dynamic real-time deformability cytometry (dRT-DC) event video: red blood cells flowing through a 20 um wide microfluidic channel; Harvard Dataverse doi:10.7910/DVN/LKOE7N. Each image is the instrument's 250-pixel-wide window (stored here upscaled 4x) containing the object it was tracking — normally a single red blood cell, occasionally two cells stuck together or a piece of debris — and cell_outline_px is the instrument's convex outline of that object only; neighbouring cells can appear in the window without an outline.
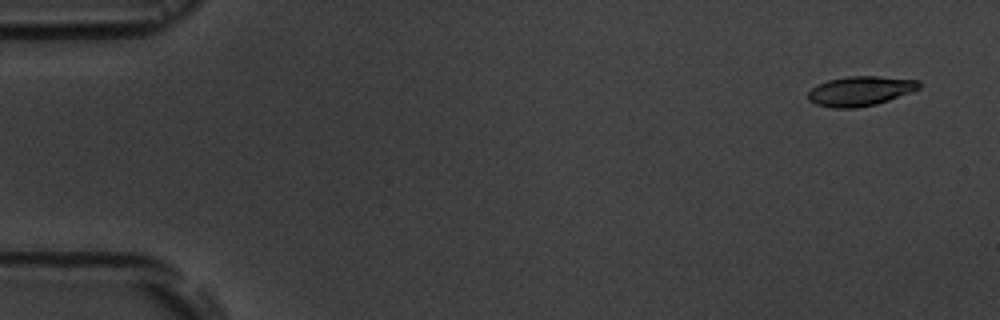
{"species": "common noctule bat (a hibernating species)", "species_latin": "Nyctalus noctula", "temperature_condition": "room temperature", "stored_images_in_passage": 5, "camera_frame_rate_fps": 3000, "um_per_image_px": 0.085, "animal": {"sex": "male", "body_mass_g": 19.5, "forearm_length_mm": 54.6}, "frame": {"image": 1, "passage_image": 1, "time_ms": 0.0, "image_size_px": [1000, 320], "cell_outline_px": [[920, 88], [912, 92], [876, 104], [856, 108], [832, 108], [816, 104], [808, 100], [808, 92], [816, 84], [828, 80], [848, 76], [876, 76], [920, 80]], "centroid_in_image_um": [73.11, 7.73], "position_along_channel_um": 11.9, "area_um2": 19.25}}
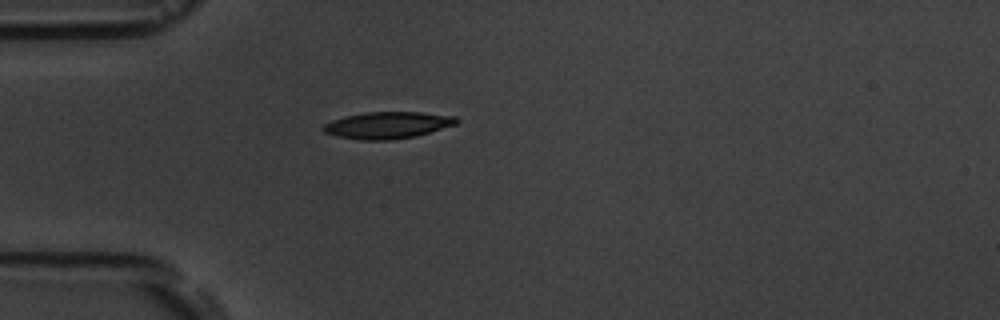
{"frame": {"image": 2, "passage_image": 5, "time_ms": 4.333, "image_size_px": [1000, 320], "cell_outline_px": [[460, 120], [456, 124], [416, 136], [388, 140], [360, 140], [336, 136], [324, 132], [320, 128], [324, 124], [332, 120], [364, 112], [420, 112], [456, 116]], "centroid_in_image_um": [32.94, 10.64], "position_along_channel_um": 52.1, "area_um2": 20.75}}